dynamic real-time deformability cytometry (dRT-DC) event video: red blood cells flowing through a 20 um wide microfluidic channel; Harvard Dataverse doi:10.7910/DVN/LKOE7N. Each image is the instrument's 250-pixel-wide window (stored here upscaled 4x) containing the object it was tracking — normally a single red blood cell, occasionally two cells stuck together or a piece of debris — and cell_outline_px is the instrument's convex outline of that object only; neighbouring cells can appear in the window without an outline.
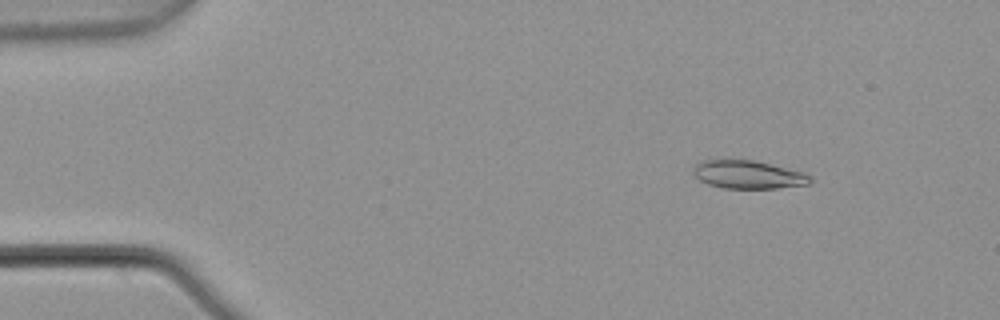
{"species": "common noctule bat (a hibernating species)", "species_latin": "Nyctalus noctula", "temperature_condition": "warm", "stored_images_in_passage": 3, "camera_frame_rate_fps": 3000, "um_per_image_px": 0.085, "animal": {"sex": "male", "body_mass_g": 21.5, "forearm_length_mm": 52.0}, "frame": {"image": 1, "passage_image": 1, "time_ms": 0.0, "image_size_px": [1000, 320], "cell_outline_px": [[812, 180], [808, 184], [776, 188], [724, 188], [708, 184], [700, 180], [692, 172], [692, 168], [700, 160], [724, 156], [756, 160], [804, 172], [812, 176]], "centroid_in_image_um": [63.52, 14.78], "position_along_channel_um": 21.5, "area_um2": 20.06}}